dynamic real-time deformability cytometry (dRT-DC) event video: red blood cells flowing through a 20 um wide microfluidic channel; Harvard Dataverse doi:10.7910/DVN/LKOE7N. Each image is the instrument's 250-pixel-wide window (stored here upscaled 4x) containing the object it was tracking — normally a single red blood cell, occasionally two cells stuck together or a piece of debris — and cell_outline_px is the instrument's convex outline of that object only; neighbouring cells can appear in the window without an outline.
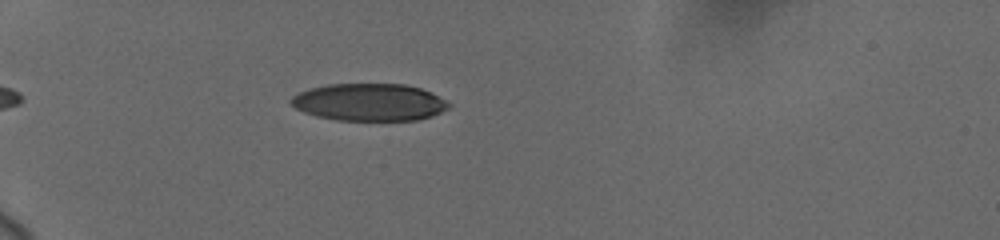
{"species": "human", "species_latin": "Homo sapiens", "temperature_condition": "cold", "stored_images_in_passage": 8, "camera_frame_rate_fps": 3000, "um_per_image_px": 0.085, "donor": {"sex": "female"}, "frame": {"image": 1, "passage_image": 4, "time_ms": 2.0, "image_size_px": [1000, 240], "cell_outline_px": [[452, 104], [448, 108], [432, 116], [416, 120], [336, 120], [316, 116], [304, 112], [288, 104], [288, 100], [292, 96], [300, 92], [312, 88], [328, 84], [404, 84], [420, 88]], "centroid_in_image_um": [31.34, 8.69], "position_along_channel_um": 53.7, "area_um2": 34.16}}
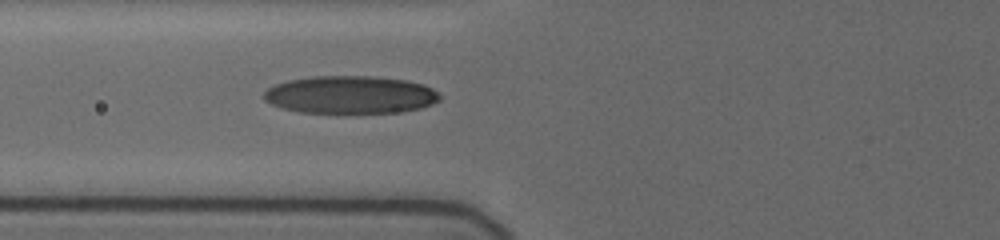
{"frame": {"image": 2, "passage_image": 8, "time_ms": 4.0, "image_size_px": [1000, 240], "cell_outline_px": [[440, 100], [432, 104], [420, 108], [396, 112], [300, 112], [284, 108], [272, 104], [264, 100], [264, 92], [268, 88], [276, 84], [288, 80], [312, 76], [368, 76], [404, 80], [424, 84], [432, 88], [440, 96]], "centroid_in_image_um": [29.77, 8.04], "position_along_channel_um": 96.0, "area_um2": 38.26}}